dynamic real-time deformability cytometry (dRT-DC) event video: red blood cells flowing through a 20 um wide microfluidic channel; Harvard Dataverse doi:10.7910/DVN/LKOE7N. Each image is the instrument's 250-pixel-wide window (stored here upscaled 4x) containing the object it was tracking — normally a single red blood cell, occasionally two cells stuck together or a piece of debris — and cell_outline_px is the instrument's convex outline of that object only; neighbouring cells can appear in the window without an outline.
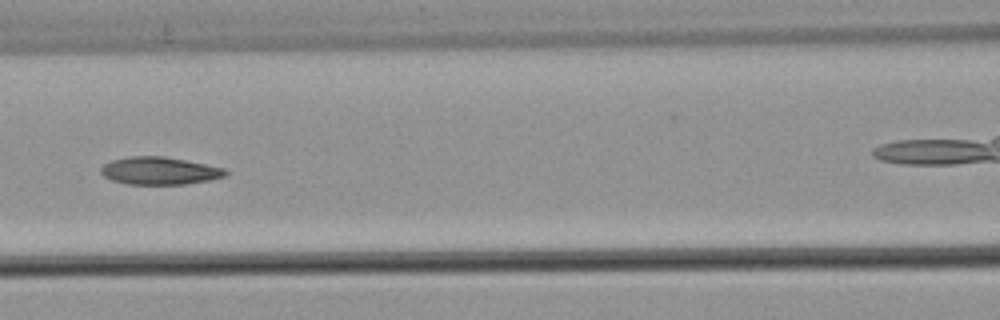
{"species": "common noctule bat (a hibernating species)", "species_latin": "Nyctalus noctula", "temperature_condition": "warm", "stored_images_in_passage": 8, "camera_frame_rate_fps": 3000, "um_per_image_px": 0.085, "animal": {"sex": "male", "body_mass_g": 21.5, "forearm_length_mm": 52.0}, "frame": {"image": 1, "passage_image": 7, "time_ms": 2.0, "image_size_px": [1000, 320], "cell_outline_px": [[228, 172], [224, 176], [208, 180], [184, 184], [128, 184], [112, 180], [104, 176], [100, 172], [100, 168], [104, 164], [112, 160], [128, 156], [164, 156], [224, 168]], "centroid_in_image_um": [13.51, 14.51], "position_along_channel_um": 153.1, "area_um2": 19.83}}